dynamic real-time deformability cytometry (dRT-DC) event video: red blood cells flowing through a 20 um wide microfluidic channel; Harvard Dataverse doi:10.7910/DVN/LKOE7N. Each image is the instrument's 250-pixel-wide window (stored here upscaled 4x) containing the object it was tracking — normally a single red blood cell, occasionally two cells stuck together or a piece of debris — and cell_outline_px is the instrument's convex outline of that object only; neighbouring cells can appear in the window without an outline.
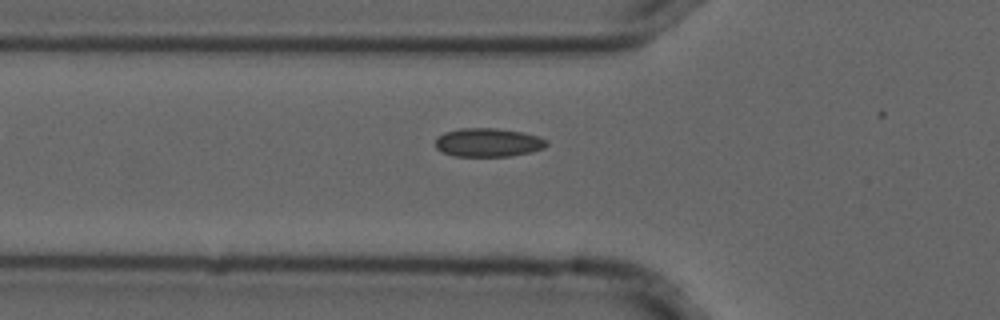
{"species": "common noctule bat (a hibernating species)", "species_latin": "Nyctalus noctula", "temperature_condition": "cold", "stored_images_in_passage": 8, "camera_frame_rate_fps": 3000, "um_per_image_px": 0.085, "animal": {"sex": "male", "forearm_length_mm": 52.5}, "frame": {"image": 1, "passage_image": 4, "time_ms": 1.0, "image_size_px": [1000, 320], "cell_outline_px": [[548, 144], [544, 148], [528, 152], [508, 156], [452, 156], [436, 148], [436, 136], [444, 132], [460, 128], [496, 128], [524, 132], [548, 140]], "centroid_in_image_um": [41.47, 12.1], "position_along_channel_um": 84.3, "area_um2": 18.55}}
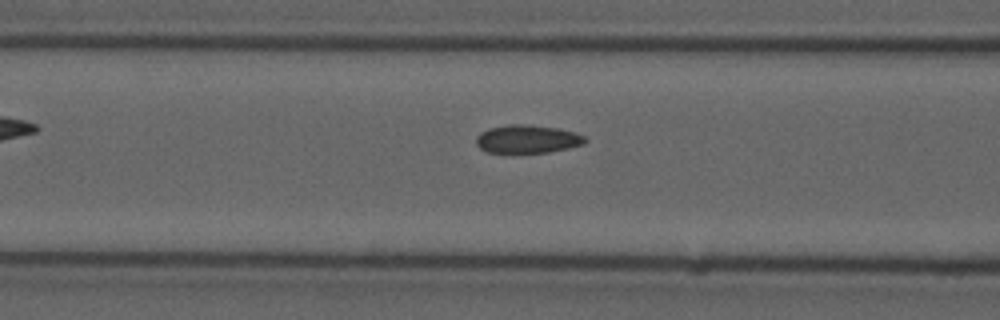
{"frame": {"image": 2, "passage_image": 7, "time_ms": 2.0, "image_size_px": [1000, 320], "cell_outline_px": [[588, 140], [584, 144], [568, 148], [548, 152], [488, 152], [480, 148], [476, 144], [476, 136], [480, 132], [488, 128], [508, 124], [524, 124], [560, 128], [576, 132], [584, 136]], "centroid_in_image_um": [44.84, 11.8], "position_along_channel_um": 121.8, "area_um2": 17.98}}